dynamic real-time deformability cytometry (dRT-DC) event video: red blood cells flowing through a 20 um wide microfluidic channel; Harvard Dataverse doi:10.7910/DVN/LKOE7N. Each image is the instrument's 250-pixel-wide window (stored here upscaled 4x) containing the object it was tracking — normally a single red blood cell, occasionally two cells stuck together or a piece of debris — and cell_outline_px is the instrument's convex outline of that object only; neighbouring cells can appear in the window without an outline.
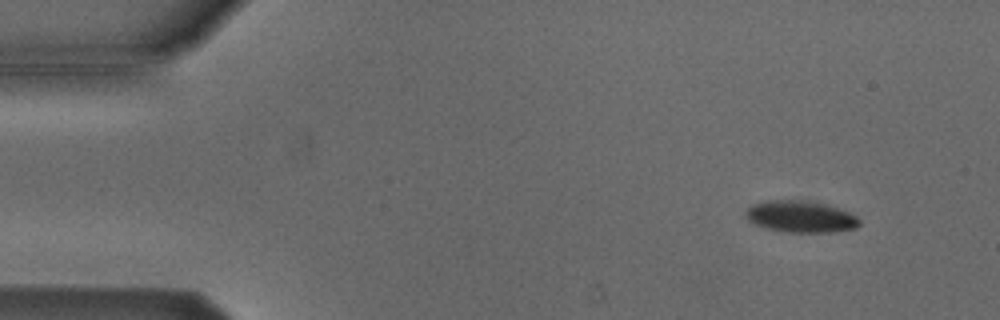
{"species": "Egyptian fruit bat (a non-hibernating species)", "species_latin": "Rousettus aegyptiacus", "temperature_condition": "cold", "stored_images_in_passage": 51, "camera_frame_rate_fps": 3000, "um_per_image_px": 0.085, "animal": {"sex": "male"}, "frame": {"image": 1, "passage_image": 3, "time_ms": 0.667, "image_size_px": [1000, 320], "cell_outline_px": [[860, 224], [856, 228], [832, 232], [788, 232], [768, 228], [756, 224], [748, 220], [744, 216], [744, 212], [752, 204], [764, 200], [800, 200], [824, 204], [848, 212], [856, 216], [860, 220]], "centroid_in_image_um": [68.02, 18.41], "position_along_channel_um": 17.0, "area_um2": 20.81}}
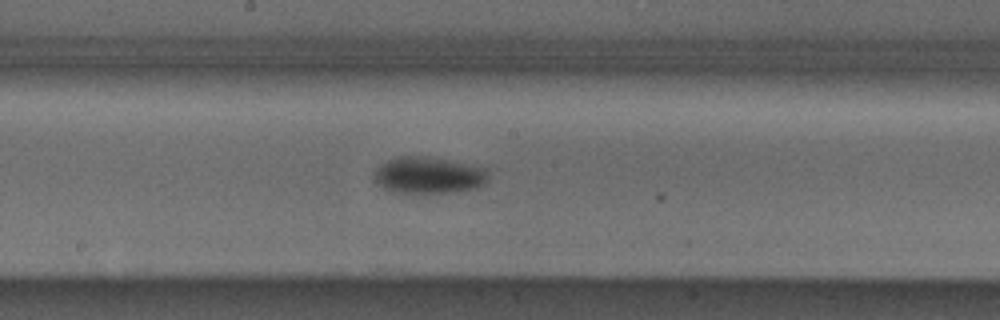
{"frame": {"image": 2, "passage_image": 26, "time_ms": 8.333, "image_size_px": [1000, 320], "cell_outline_px": [[488, 180], [484, 184], [476, 188], [456, 192], [396, 192], [384, 188], [376, 180], [376, 168], [380, 164], [388, 160], [400, 156], [424, 156], [488, 168]], "centroid_in_image_um": [36.48, 14.89], "position_along_channel_um": 211.7, "area_um2": 23.99}}
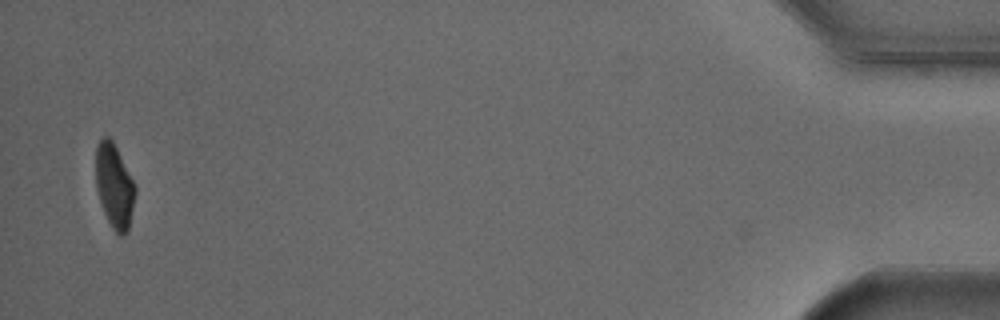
{"frame": {"image": 3, "passage_image": 50, "time_ms": 16.333, "image_size_px": [1000, 320], "cell_outline_px": [[136, 192], [128, 232], [124, 236], [120, 236], [112, 228], [104, 212], [96, 188], [96, 148], [100, 140], [104, 136], [108, 136], [112, 140], [136, 188]], "centroid_in_image_um": [9.72, 15.85], "position_along_channel_um": 425.5, "area_um2": 19.02}, "authors_computed_cell_mechanics": {"area_um2": 22.253, "velocity_mm_per_s": 3.8197, "shape_relaxation_time_tau1_ms": 4.663, "shape_relaxation_time_tau2_ms": null, "deformation_change_tau1": 0.1154, "deformation_change_tau2": null}}